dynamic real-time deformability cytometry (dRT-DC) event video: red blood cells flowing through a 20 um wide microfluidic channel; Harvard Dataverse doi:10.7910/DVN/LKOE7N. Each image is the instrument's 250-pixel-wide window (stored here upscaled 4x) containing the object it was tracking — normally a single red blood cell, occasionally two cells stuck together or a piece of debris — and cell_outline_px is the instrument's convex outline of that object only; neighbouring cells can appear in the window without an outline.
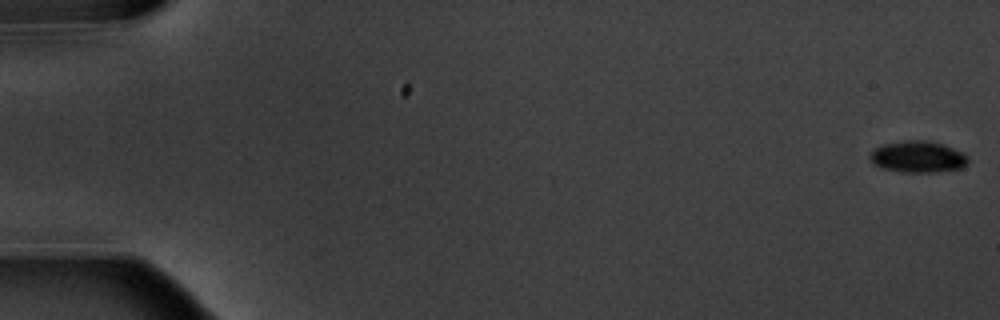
{"species": "common noctule bat (a hibernating species)", "species_latin": "Nyctalus noctula", "temperature_condition": "warm", "stored_images_in_passage": 5, "camera_frame_rate_fps": 3000, "um_per_image_px": 0.085, "animal": {"sex": "male", "body_mass_g": 20.1, "forearm_length_mm": 53.5}, "frame": {"image": 1, "passage_image": 1, "time_ms": 0.0, "image_size_px": [1000, 320], "cell_outline_px": [[968, 164], [960, 168], [936, 172], [904, 172], [884, 168], [872, 164], [868, 156], [876, 148], [884, 144], [904, 140], [928, 140], [944, 144], [964, 152], [968, 156]], "centroid_in_image_um": [78.05, 13.32], "position_along_channel_um": 7.0, "area_um2": 18.15}}
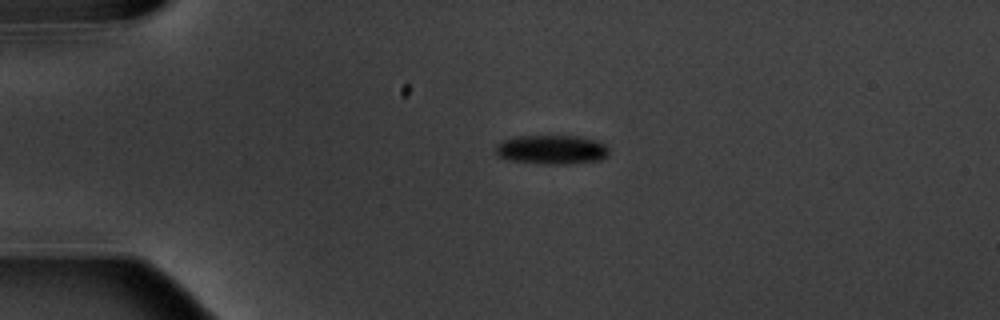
{"frame": {"image": 2, "passage_image": 4, "time_ms": 4.333, "image_size_px": [1000, 320], "cell_outline_px": [[608, 156], [600, 160], [568, 164], [536, 164], [508, 160], [500, 156], [496, 152], [496, 144], [500, 140], [516, 136], [580, 136], [596, 140], [604, 144], [608, 148]], "centroid_in_image_um": [46.88, 12.72], "position_along_channel_um": 38.1, "area_um2": 19.54}}